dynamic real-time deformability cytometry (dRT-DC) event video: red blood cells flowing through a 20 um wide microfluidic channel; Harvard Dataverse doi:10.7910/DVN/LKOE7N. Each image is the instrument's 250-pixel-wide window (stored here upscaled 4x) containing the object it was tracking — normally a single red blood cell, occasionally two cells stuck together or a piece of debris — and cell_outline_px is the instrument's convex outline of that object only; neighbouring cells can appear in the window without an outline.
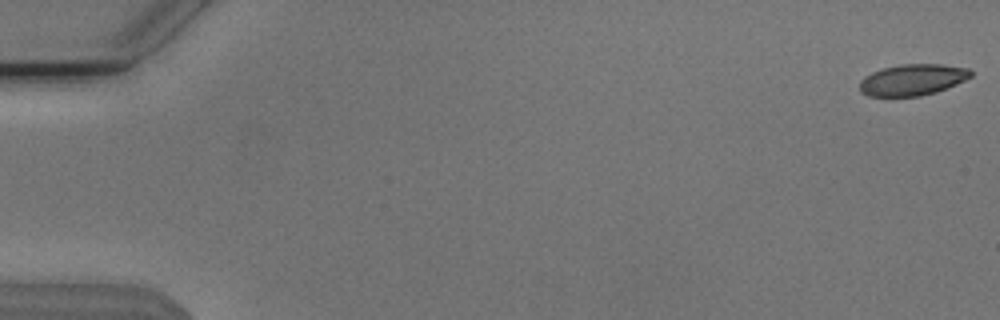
{"species": "Egyptian fruit bat (a non-hibernating species)", "species_latin": "Rousettus aegyptiacus", "temperature_condition": "cold", "stored_images_in_passage": 54, "camera_frame_rate_fps": 3000, "um_per_image_px": 0.085, "animal": {"sex": "male"}, "frame": {"image": 1, "passage_image": 1, "time_ms": 0.0, "image_size_px": [1000, 320], "cell_outline_px": [[972, 76], [956, 84], [936, 92], [920, 96], [868, 96], [860, 92], [860, 80], [864, 76], [872, 72], [884, 68], [900, 64], [940, 64], [968, 68], [972, 72]], "centroid_in_image_um": [77.55, 6.78], "position_along_channel_um": 7.5, "area_um2": 20.23}}
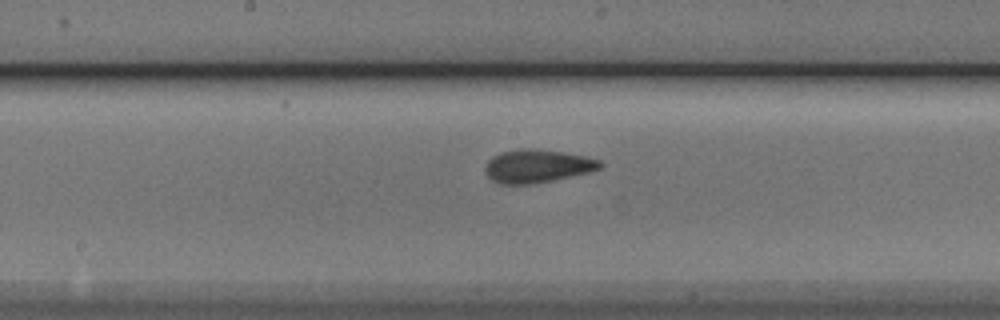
{"frame": {"image": 2, "passage_image": 29, "time_ms": 9.333, "image_size_px": [1000, 320], "cell_outline_px": [[604, 164], [600, 168], [588, 172], [552, 180], [532, 184], [500, 184], [492, 180], [488, 176], [484, 168], [488, 160], [492, 156], [500, 152], [520, 148], [540, 148], [564, 152], [584, 156], [600, 160]], "centroid_in_image_um": [45.64, 14.1], "position_along_channel_um": 202.6, "area_um2": 22.31}}
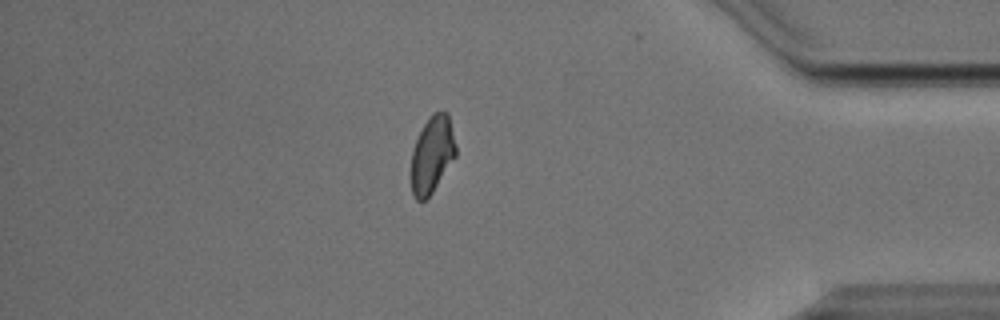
{"frame": {"image": 3, "passage_image": 47, "time_ms": 15.333, "image_size_px": [1000, 320], "cell_outline_px": [[456, 156], [432, 192], [424, 200], [416, 200], [412, 192], [412, 152], [416, 140], [424, 124], [432, 112], [448, 112], [456, 144]], "centroid_in_image_um": [36.75, 13.11], "position_along_channel_um": 398.5, "area_um2": 19.71}, "authors_computed_cell_mechanics": {"area_um2": 21.2993, "velocity_mm_per_s": 3.8015, "shape_relaxation_time_tau1_ms": 7.187, "shape_relaxation_time_tau2_ms": 1.4265, "deformation_change_tau1": 0.1552, "deformation_change_tau2": 0.0612}}